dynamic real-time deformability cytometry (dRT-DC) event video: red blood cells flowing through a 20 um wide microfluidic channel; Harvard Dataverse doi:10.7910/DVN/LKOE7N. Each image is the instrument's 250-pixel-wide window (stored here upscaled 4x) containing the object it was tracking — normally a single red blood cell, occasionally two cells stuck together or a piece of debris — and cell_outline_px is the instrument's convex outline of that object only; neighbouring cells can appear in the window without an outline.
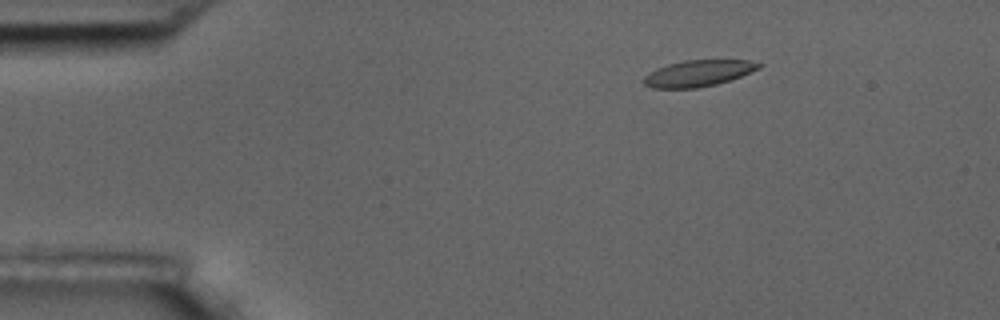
{"species": "common noctule bat (a hibernating species)", "species_latin": "Nyctalus noctula", "temperature_condition": "room temperature", "stored_images_in_passage": 3, "camera_frame_rate_fps": 3000, "um_per_image_px": 0.085, "animal": {"sex": "male", "body_mass_g": 17.5, "forearm_length_mm": 52.3}, "frame": {"image": 1, "passage_image": 1, "time_ms": 0.0, "image_size_px": [1000, 320], "cell_outline_px": [[764, 64], [760, 68], [740, 76], [716, 84], [696, 88], [652, 88], [644, 84], [640, 80], [648, 72], [656, 68], [668, 64], [684, 60], [748, 60]], "centroid_in_image_um": [59.3, 6.22], "position_along_channel_um": 25.7, "area_um2": 17.69}}